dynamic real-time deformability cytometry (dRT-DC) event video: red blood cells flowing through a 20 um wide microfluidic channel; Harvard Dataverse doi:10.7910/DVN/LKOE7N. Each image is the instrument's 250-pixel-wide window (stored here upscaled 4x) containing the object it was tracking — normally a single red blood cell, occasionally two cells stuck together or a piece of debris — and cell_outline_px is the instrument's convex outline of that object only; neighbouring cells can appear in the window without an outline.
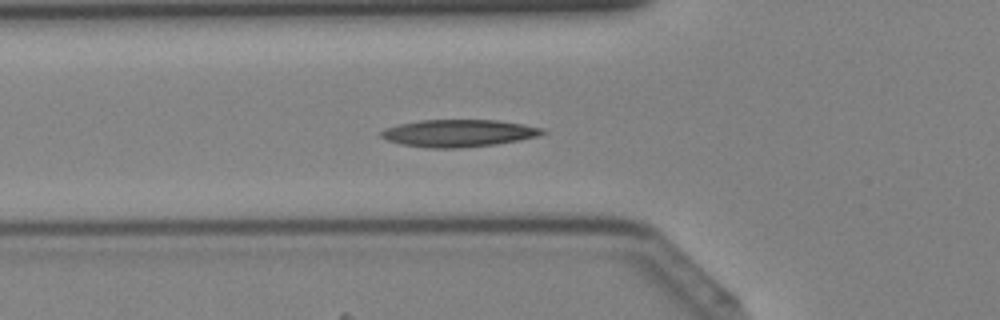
{"species": "Egyptian fruit bat (a non-hibernating species)", "species_latin": "Rousettus aegyptiacus", "temperature_condition": "cold", "stored_images_in_passage": 42, "segment_of_instrument_passage": [1, 2], "camera_frame_rate_fps": 3000, "um_per_image_px": 0.085, "animal": {"sex": "female"}, "frame": {"image": 1, "passage_image": 14, "time_ms": 4.333, "image_size_px": [1000, 320], "cell_outline_px": [[548, 132], [540, 136], [520, 140], [496, 144], [456, 148], [428, 148], [400, 144], [388, 140], [380, 136], [380, 132], [384, 128], [400, 124], [420, 120], [500, 120], [524, 124], [544, 128]], "centroid_in_image_um": [39.02, 11.31], "position_along_channel_um": 86.8, "area_um2": 25.84}}
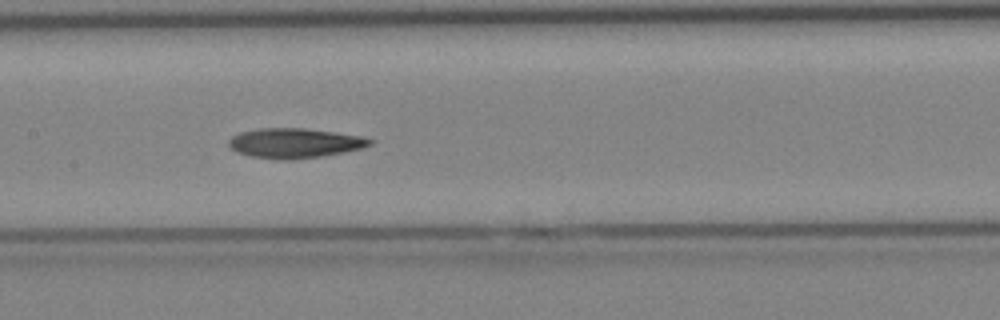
{"frame": {"image": 2, "passage_image": 20, "time_ms": 6.333, "image_size_px": [1000, 320], "cell_outline_px": [[376, 140], [372, 144], [360, 148], [344, 152], [320, 156], [292, 160], [280, 160], [248, 156], [236, 152], [228, 148], [228, 140], [232, 136], [240, 132], [260, 128], [304, 128], [364, 136]], "centroid_in_image_um": [25.02, 12.17], "position_along_channel_um": 182.4, "area_um2": 24.8}}
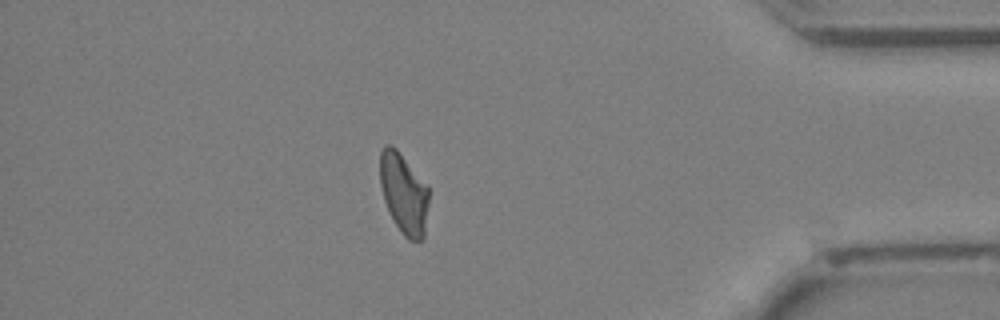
{"frame": {"image": 3, "passage_image": 36, "time_ms": 11.667, "image_size_px": [1000, 320], "cell_outline_px": [[428, 204], [424, 240], [408, 240], [404, 236], [396, 224], [384, 200], [380, 184], [380, 152], [384, 144], [392, 144], [396, 148], [428, 184]], "centroid_in_image_um": [34.33, 16.41], "position_along_channel_um": 400.9, "area_um2": 23.06}}